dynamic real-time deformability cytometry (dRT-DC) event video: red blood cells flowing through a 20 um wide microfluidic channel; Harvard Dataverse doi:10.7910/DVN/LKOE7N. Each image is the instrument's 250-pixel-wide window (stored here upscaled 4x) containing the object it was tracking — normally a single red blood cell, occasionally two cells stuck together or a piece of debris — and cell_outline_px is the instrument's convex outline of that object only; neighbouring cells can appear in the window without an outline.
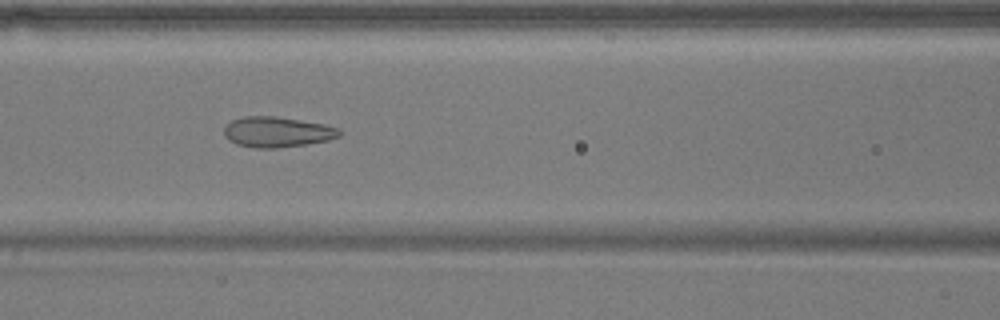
{"species": "common noctule bat (a hibernating species)", "species_latin": "Nyctalus noctula", "temperature_condition": "warm", "stored_images_in_passage": 48, "camera_frame_rate_fps": 3000, "um_per_image_px": 0.085, "animal": {"sex": "male", "body_mass_g": 17.9}, "frame": {"image": 1, "passage_image": 22, "time_ms": 7.0, "image_size_px": [1000, 320], "cell_outline_px": [[340, 136], [328, 140], [308, 144], [276, 148], [256, 148], [236, 144], [228, 140], [224, 136], [224, 128], [232, 120], [244, 116], [276, 116], [324, 124], [340, 128]], "centroid_in_image_um": [23.55, 11.22], "position_along_channel_um": 143.0, "area_um2": 20.52}}
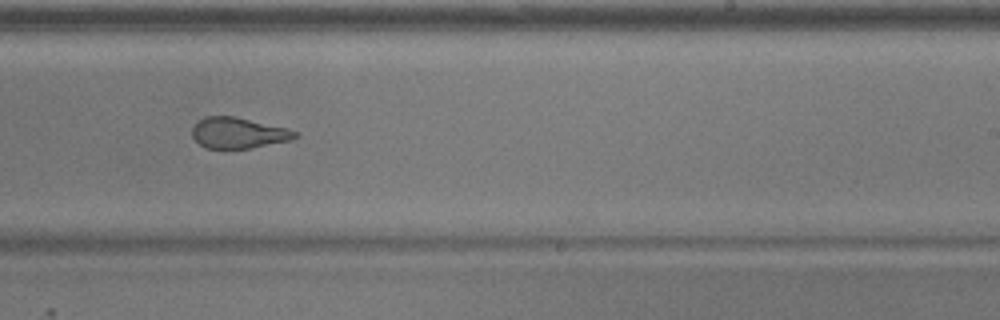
{"frame": {"image": 2, "passage_image": 32, "time_ms": 10.333, "image_size_px": [1000, 320], "cell_outline_px": [[300, 136], [288, 140], [252, 148], [204, 148], [192, 136], [192, 128], [204, 116], [232, 116], [288, 128], [296, 132]], "centroid_in_image_um": [20.25, 11.3], "position_along_channel_um": 268.8, "area_um2": 18.26}}
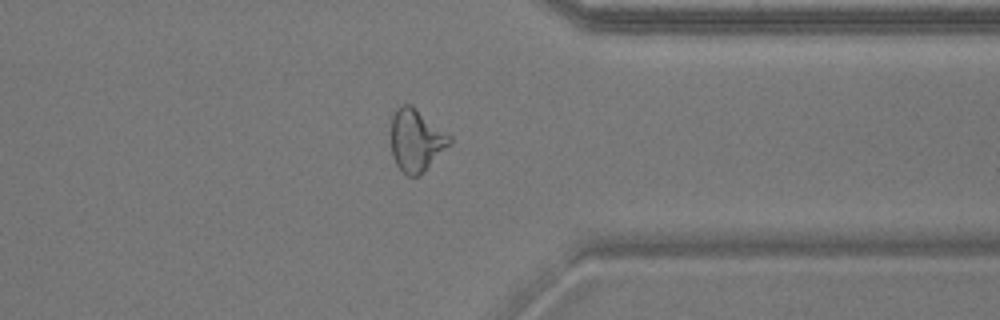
{"frame": {"image": 3, "passage_image": 41, "time_ms": 13.333, "image_size_px": [1000, 320], "cell_outline_px": [[452, 144], [420, 176], [408, 176], [396, 164], [392, 156], [392, 116], [396, 108], [404, 104], [412, 104], [452, 136]], "centroid_in_image_um": [35.42, 11.92], "position_along_channel_um": 376.0, "area_um2": 21.56}, "authors_computed_cell_mechanics": {"area_um2": 21.7617, "velocity_mm_per_s": 3.7821, "shape_relaxation_time_tau1_ms": null, "shape_relaxation_time_tau2_ms": 1.2259, "deformation_change_tau1": null, "deformation_change_tau2": 0.0906}}